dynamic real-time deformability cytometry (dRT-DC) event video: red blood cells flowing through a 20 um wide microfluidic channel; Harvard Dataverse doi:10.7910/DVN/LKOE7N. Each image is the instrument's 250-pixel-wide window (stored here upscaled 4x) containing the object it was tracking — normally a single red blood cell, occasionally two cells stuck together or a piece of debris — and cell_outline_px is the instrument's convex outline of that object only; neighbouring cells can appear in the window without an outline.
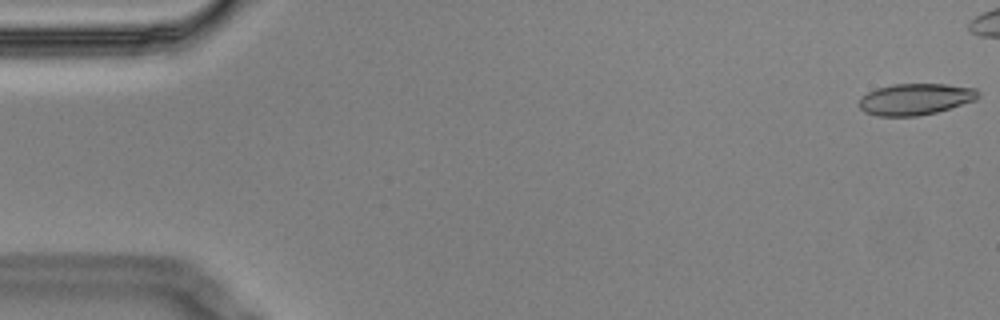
{"species": "Egyptian fruit bat (a non-hibernating species)", "species_latin": "Rousettus aegyptiacus", "temperature_condition": "cold", "stored_images_in_passage": 6, "camera_frame_rate_fps": 3000, "um_per_image_px": 0.085, "animal": {"sex": "male"}, "frame": {"image": 1, "passage_image": 1, "time_ms": 0.0, "image_size_px": [1000, 320], "cell_outline_px": [[980, 96], [976, 100], [936, 112], [916, 116], [876, 116], [864, 112], [860, 108], [860, 96], [876, 88], [892, 84], [944, 84], [976, 88], [980, 92]], "centroid_in_image_um": [77.8, 8.42], "position_along_channel_um": 7.2, "area_um2": 21.91}}